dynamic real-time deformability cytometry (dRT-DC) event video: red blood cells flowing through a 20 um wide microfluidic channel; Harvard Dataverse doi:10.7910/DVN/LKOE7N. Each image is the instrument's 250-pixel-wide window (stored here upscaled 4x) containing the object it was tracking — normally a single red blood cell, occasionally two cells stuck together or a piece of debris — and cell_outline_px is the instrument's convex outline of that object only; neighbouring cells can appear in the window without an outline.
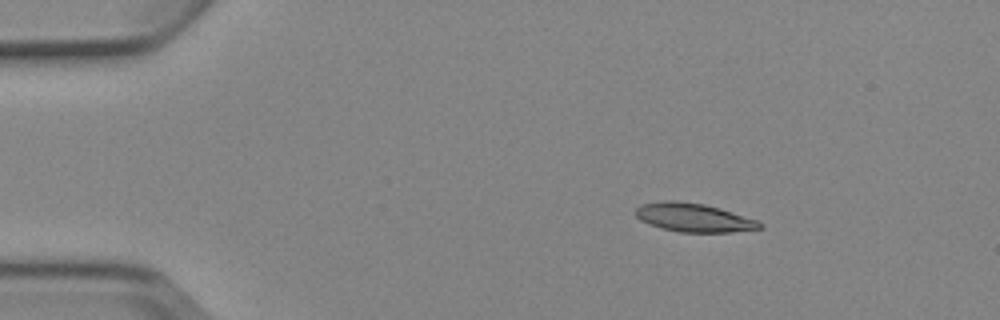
{"species": "Egyptian fruit bat (a non-hibernating species)", "species_latin": "Rousettus aegyptiacus", "temperature_condition": "cold", "stored_images_in_passage": 3, "camera_frame_rate_fps": 3000, "um_per_image_px": 0.085, "animal": {"sex": "female"}, "frame": {"image": 1, "passage_image": 1, "time_ms": 0.0, "image_size_px": [1000, 320], "cell_outline_px": [[764, 228], [732, 232], [680, 232], [648, 224], [640, 220], [636, 216], [636, 208], [640, 204], [664, 200], [676, 200], [704, 204], [720, 208], [756, 220], [764, 224]], "centroid_in_image_um": [58.96, 18.49], "position_along_channel_um": 26.0, "area_um2": 20.69}}